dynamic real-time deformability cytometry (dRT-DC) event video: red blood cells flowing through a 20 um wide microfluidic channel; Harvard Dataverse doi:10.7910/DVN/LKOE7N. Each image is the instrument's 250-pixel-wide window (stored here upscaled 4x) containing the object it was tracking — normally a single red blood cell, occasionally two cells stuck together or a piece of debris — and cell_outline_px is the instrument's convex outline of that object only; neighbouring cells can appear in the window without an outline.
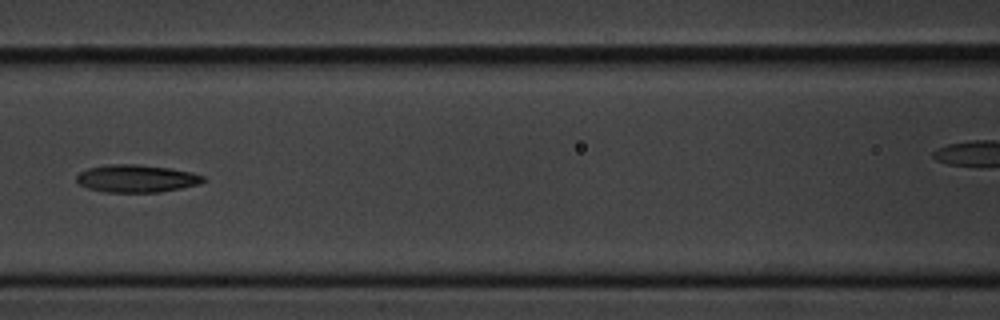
{"species": "common noctule bat (a hibernating species)", "species_latin": "Nyctalus noctula", "temperature_condition": "cold", "stored_images_in_passage": 6, "segment_of_instrument_passage": [1, 2], "camera_frame_rate_fps": 3000, "um_per_image_px": 0.085, "animal": {"sex": "male", "body_mass_g": 20.1, "forearm_length_mm": 53.5}, "frame": {"image": 1, "passage_image": 5, "time_ms": 4.667, "image_size_px": [1000, 320], "cell_outline_px": [[204, 180], [200, 184], [160, 192], [104, 192], [88, 188], [80, 184], [76, 180], [76, 176], [80, 172], [88, 168], [108, 164], [136, 164], [168, 168], [192, 172], [204, 176]], "centroid_in_image_um": [11.59, 15.17], "position_along_channel_um": 155.0, "area_um2": 20.29}}